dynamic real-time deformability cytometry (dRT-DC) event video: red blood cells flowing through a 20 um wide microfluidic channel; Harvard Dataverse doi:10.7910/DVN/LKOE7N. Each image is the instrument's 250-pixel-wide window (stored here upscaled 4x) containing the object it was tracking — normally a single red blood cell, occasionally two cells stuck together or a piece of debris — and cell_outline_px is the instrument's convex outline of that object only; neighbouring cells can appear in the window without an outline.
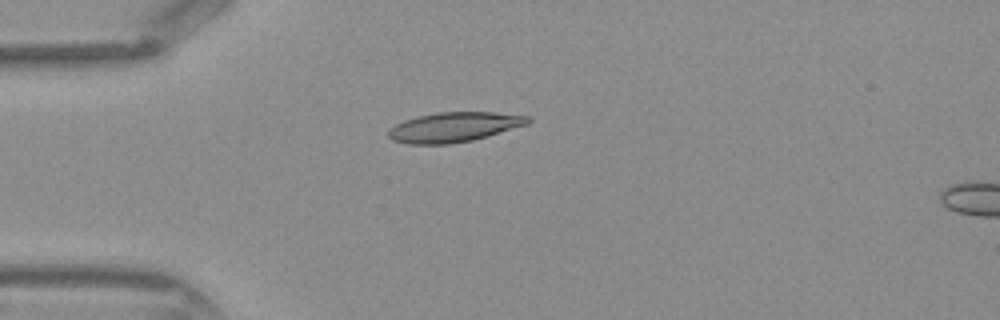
{"species": "Egyptian fruit bat (a non-hibernating species)", "species_latin": "Rousettus aegyptiacus", "temperature_condition": "warm", "stored_images_in_passage": 29, "camera_frame_rate_fps": 3000, "um_per_image_px": 0.085, "frame": {"image": 1, "passage_image": 3, "time_ms": 0.667, "image_size_px": [1000, 320], "cell_outline_px": [[532, 120], [528, 124], [488, 136], [472, 140], [448, 144], [408, 144], [392, 140], [388, 136], [388, 132], [396, 124], [404, 120], [420, 116], [440, 112], [492, 112], [532, 116]], "centroid_in_image_um": [38.63, 10.8], "position_along_channel_um": 46.4, "area_um2": 24.1}}
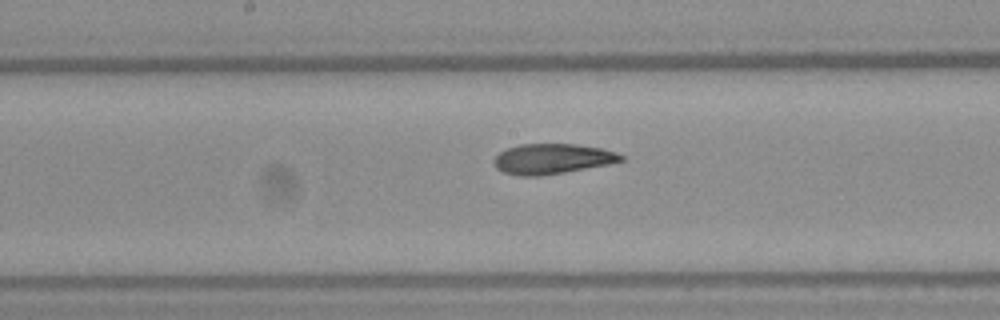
{"frame": {"image": 2, "passage_image": 14, "time_ms": 4.333, "image_size_px": [1000, 320], "cell_outline_px": [[624, 160], [608, 164], [564, 172], [540, 176], [520, 176], [504, 172], [496, 168], [492, 164], [492, 160], [500, 152], [508, 148], [520, 144], [576, 144], [600, 148], [616, 152], [624, 156]], "centroid_in_image_um": [46.91, 13.5], "position_along_channel_um": 201.3, "area_um2": 22.31}}
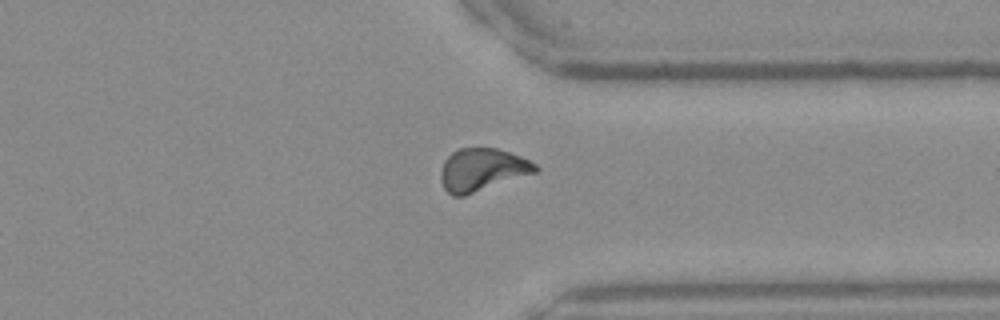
{"frame": {"image": 3, "passage_image": 25, "time_ms": 8.0, "image_size_px": [1000, 320], "cell_outline_px": [[540, 168], [536, 172], [464, 196], [452, 196], [444, 188], [440, 180], [440, 172], [444, 160], [452, 152], [460, 148], [496, 148], [520, 156], [536, 164]], "centroid_in_image_um": [40.95, 14.43], "position_along_channel_um": 370.4, "area_um2": 23.41}}